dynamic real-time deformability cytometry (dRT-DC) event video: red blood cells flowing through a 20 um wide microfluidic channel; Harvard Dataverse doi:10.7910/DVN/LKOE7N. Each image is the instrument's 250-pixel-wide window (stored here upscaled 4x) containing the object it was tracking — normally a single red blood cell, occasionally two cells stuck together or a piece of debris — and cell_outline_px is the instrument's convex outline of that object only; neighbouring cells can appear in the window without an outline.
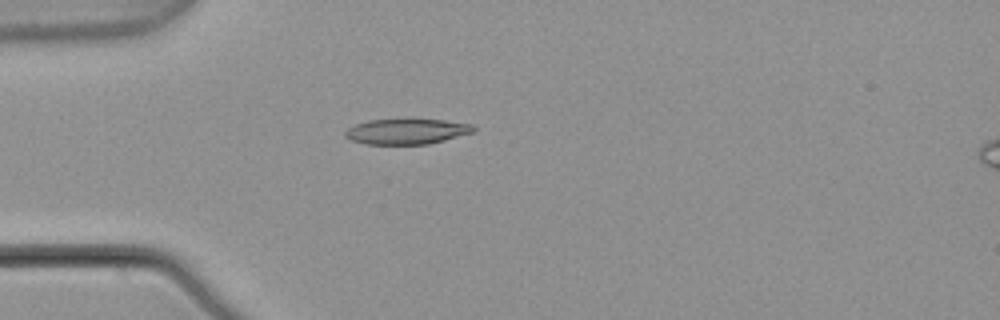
{"species": "common noctule bat (a hibernating species)", "species_latin": "Nyctalus noctula", "temperature_condition": "warm", "stored_images_in_passage": 1, "camera_frame_rate_fps": 3000, "um_per_image_px": 0.085, "animal": {"sex": "male", "body_mass_g": 21.5, "forearm_length_mm": 52.0}, "frame": {"image": 1, "passage_image": 1, "time_ms": 0.0, "image_size_px": [1000, 320], "cell_outline_px": [[476, 132], [428, 144], [364, 144], [352, 140], [344, 136], [344, 132], [348, 128], [356, 124], [368, 120], [444, 120], [472, 124], [476, 128]], "centroid_in_image_um": [34.59, 11.18], "position_along_channel_um": 50.4, "area_um2": 18.9}}